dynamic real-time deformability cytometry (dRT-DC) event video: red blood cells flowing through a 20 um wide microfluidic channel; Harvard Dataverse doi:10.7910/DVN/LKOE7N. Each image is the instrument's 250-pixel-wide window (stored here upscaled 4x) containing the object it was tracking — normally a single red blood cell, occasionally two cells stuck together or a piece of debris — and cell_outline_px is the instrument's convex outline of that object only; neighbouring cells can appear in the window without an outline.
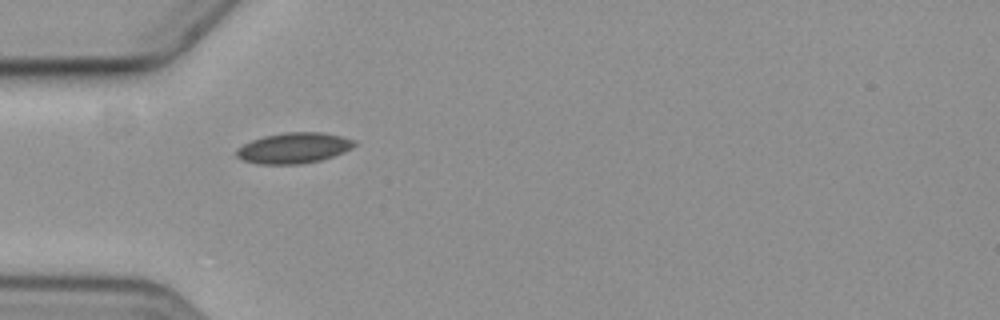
{"species": "common noctule bat (a hibernating species)", "species_latin": "Nyctalus noctula", "temperature_condition": "cold", "stored_images_in_passage": 5, "camera_frame_rate_fps": 3000, "um_per_image_px": 0.085, "animal": {"sex": "female", "body_mass_g": 19.3, "forearm_length_mm": 54.1}, "frame": {"image": 1, "passage_image": 4, "time_ms": 3.667, "image_size_px": [1000, 320], "cell_outline_px": [[356, 144], [352, 148], [344, 152], [320, 160], [300, 164], [256, 164], [244, 160], [236, 156], [236, 148], [252, 140], [264, 136], [284, 132], [320, 132], [340, 136], [356, 140]], "centroid_in_image_um": [24.96, 12.58], "position_along_channel_um": 60.0, "area_um2": 21.04}}
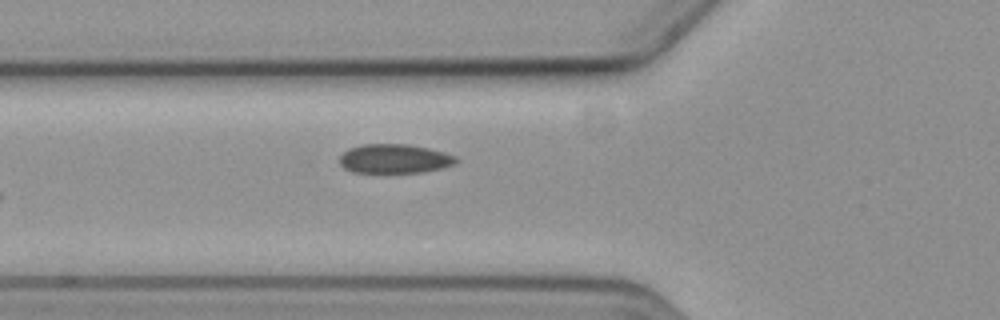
{"frame": {"image": 2, "passage_image": 5, "time_ms": 4.667, "image_size_px": [1000, 320], "cell_outline_px": [[460, 160], [456, 164], [444, 168], [424, 172], [352, 172], [344, 168], [340, 164], [340, 156], [348, 148], [360, 144], [408, 144], [428, 148], [444, 152], [456, 156]], "centroid_in_image_um": [33.57, 13.49], "position_along_channel_um": 92.2, "area_um2": 20.0}}